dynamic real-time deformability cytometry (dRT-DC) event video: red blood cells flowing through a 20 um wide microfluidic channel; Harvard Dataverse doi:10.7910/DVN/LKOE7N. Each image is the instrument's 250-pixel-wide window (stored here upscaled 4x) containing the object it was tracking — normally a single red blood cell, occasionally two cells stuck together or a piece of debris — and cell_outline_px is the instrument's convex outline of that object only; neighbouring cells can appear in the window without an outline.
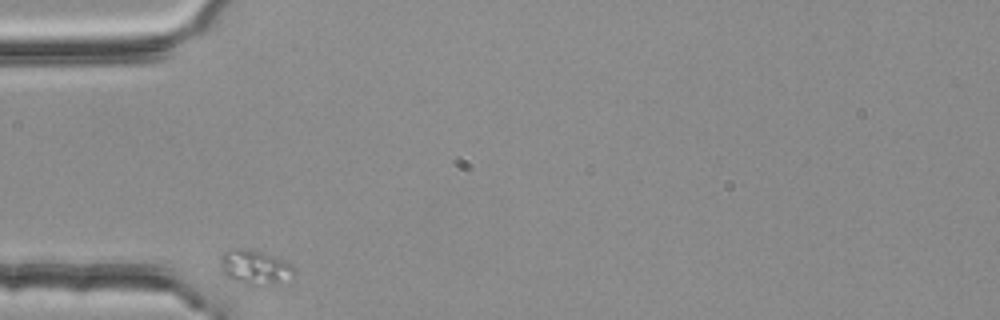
{"species": "common noctule bat (a hibernating species)", "species_latin": "Nyctalus noctula", "temperature_condition": "room temperature", "stored_images_in_passage": 32, "camera_frame_rate_fps": 3000, "um_per_image_px": 0.085, "animal": {"sex": "female", "body_mass_g": 25.1}, "frame": {"image": 1, "passage_image": 1, "time_ms": 0.0, "image_size_px": [1000, 320], "cell_outline_px": [[296, 272], [272, 284], [248, 288], [224, 276], [220, 272], [220, 256], [224, 252], [232, 248], [248, 248], [284, 260], [292, 264], [296, 268]], "centroid_in_image_um": [21.57, 22.74], "position_along_channel_um": 63.4, "area_um2": 15.26}}